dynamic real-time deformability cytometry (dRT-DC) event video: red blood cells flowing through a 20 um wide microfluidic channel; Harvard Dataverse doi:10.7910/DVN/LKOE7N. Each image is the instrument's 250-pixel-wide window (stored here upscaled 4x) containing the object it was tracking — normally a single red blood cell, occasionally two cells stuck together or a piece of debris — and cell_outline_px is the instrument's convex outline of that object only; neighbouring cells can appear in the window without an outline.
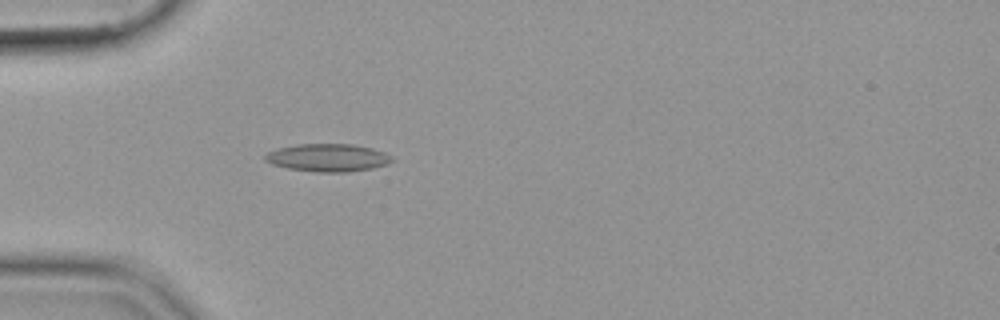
{"species": "common noctule bat (a hibernating species)", "species_latin": "Nyctalus noctula", "temperature_condition": "cold", "stored_images_in_passage": 54, "camera_frame_rate_fps": 3000, "um_per_image_px": 0.085, "animal": {"sex": "female", "body_mass_g": 19.9}, "frame": {"image": 1, "passage_image": 16, "time_ms": 5.0, "image_size_px": [1000, 320], "cell_outline_px": [[396, 160], [388, 164], [372, 168], [344, 172], [316, 172], [288, 168], [272, 164], [264, 160], [264, 156], [268, 152], [280, 148], [296, 144], [352, 144], [372, 148], [384, 152], [392, 156]], "centroid_in_image_um": [27.9, 13.4], "position_along_channel_um": 57.1, "area_um2": 20.52}}
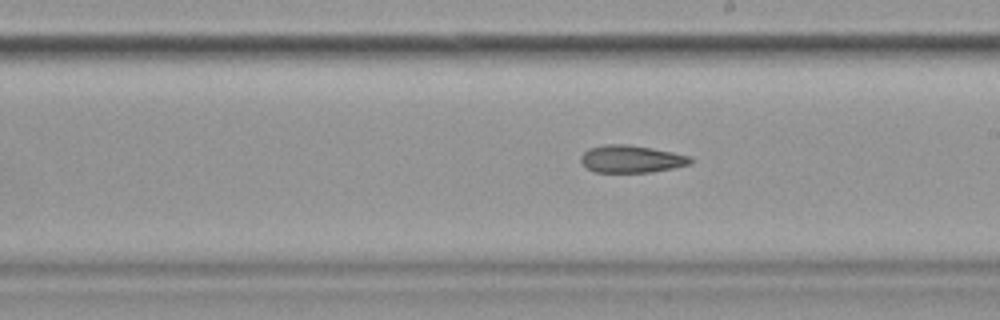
{"frame": {"image": 2, "passage_image": 31, "time_ms": 10.0, "image_size_px": [1000, 320], "cell_outline_px": [[692, 164], [652, 172], [596, 172], [588, 168], [580, 160], [580, 156], [588, 148], [604, 144], [628, 144], [652, 148], [692, 156]], "centroid_in_image_um": [53.68, 13.5], "position_along_channel_um": 235.3, "area_um2": 17.57}}
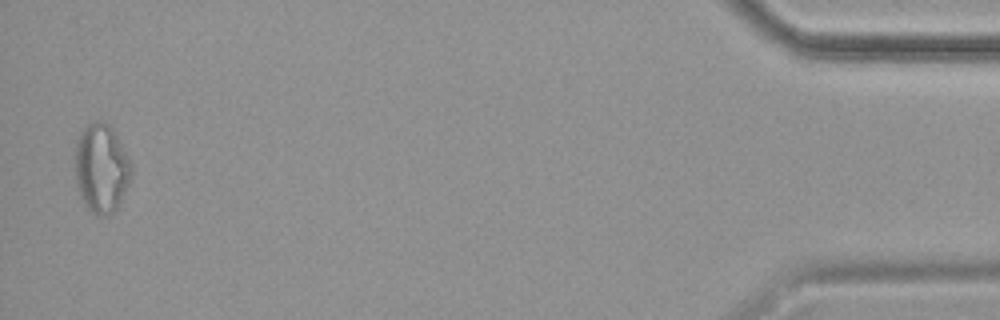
{"frame": {"image": 3, "passage_image": 53, "time_ms": 17.333, "image_size_px": [1000, 320], "cell_outline_px": [[132, 172], [128, 184], [120, 204], [112, 212], [104, 216], [96, 216], [84, 204], [76, 184], [76, 144], [80, 132], [88, 124], [96, 120], [104, 120], [112, 128], [132, 164]], "centroid_in_image_um": [8.62, 14.3], "position_along_channel_um": 426.6, "area_um2": 29.02}}